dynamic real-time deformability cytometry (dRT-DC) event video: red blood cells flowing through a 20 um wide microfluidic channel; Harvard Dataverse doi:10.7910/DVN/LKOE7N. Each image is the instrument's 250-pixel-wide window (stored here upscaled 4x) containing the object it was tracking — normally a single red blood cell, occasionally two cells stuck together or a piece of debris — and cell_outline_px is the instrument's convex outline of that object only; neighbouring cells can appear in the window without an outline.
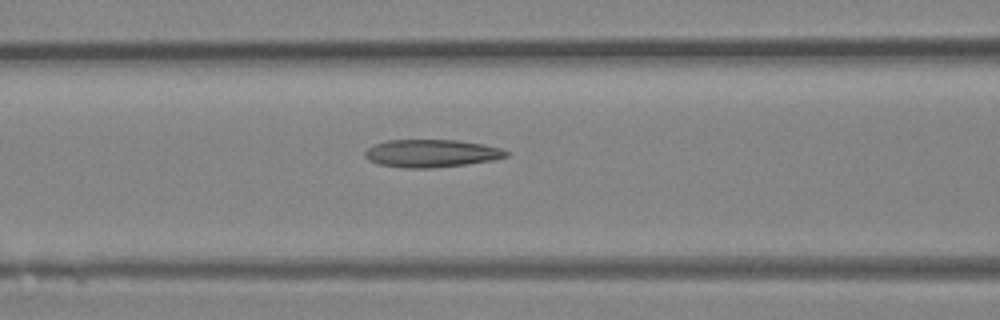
{"species": "Egyptian fruit bat (a non-hibernating species)", "species_latin": "Rousettus aegyptiacus", "temperature_condition": "room temperature", "stored_images_in_passage": 34, "camera_frame_rate_fps": 3000, "um_per_image_px": 0.085, "animal": {"sex": "female"}, "frame": {"image": 1, "passage_image": 17, "time_ms": 5.333, "image_size_px": [1000, 320], "cell_outline_px": [[512, 152], [508, 156], [492, 160], [464, 164], [432, 168], [404, 168], [380, 164], [368, 160], [364, 156], [364, 152], [368, 148], [376, 144], [388, 140], [456, 140], [484, 144], [500, 148]], "centroid_in_image_um": [36.69, 13.03], "position_along_channel_um": 129.9, "area_um2": 22.77}}
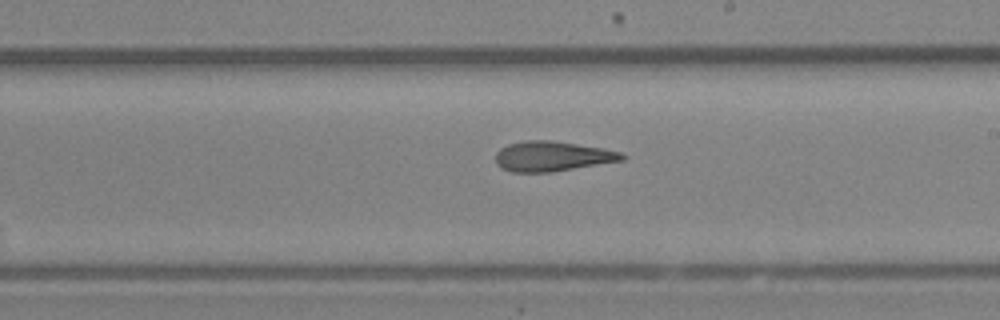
{"frame": {"image": 2, "passage_image": 24, "time_ms": 7.667, "image_size_px": [1000, 320], "cell_outline_px": [[628, 156], [624, 160], [552, 172], [512, 172], [500, 168], [496, 164], [496, 152], [500, 148], [508, 144], [524, 140], [552, 140], [604, 148], [620, 152]], "centroid_in_image_um": [46.94, 13.28], "position_along_channel_um": 242.1, "area_um2": 22.31}}
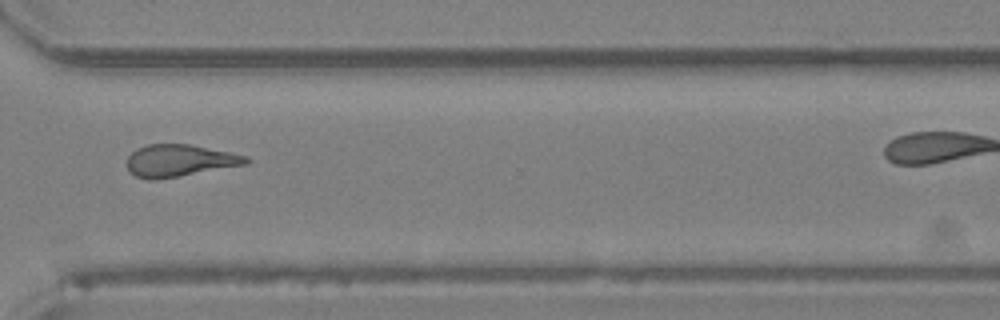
{"frame": {"image": 3, "passage_image": 31, "time_ms": 10.0, "image_size_px": [1000, 320], "cell_outline_px": [[252, 160], [248, 164], [152, 180], [148, 180], [136, 176], [128, 172], [128, 156], [136, 148], [148, 144], [188, 144], [248, 156]], "centroid_in_image_um": [15.25, 13.64], "position_along_channel_um": 355.4, "area_um2": 22.02}}